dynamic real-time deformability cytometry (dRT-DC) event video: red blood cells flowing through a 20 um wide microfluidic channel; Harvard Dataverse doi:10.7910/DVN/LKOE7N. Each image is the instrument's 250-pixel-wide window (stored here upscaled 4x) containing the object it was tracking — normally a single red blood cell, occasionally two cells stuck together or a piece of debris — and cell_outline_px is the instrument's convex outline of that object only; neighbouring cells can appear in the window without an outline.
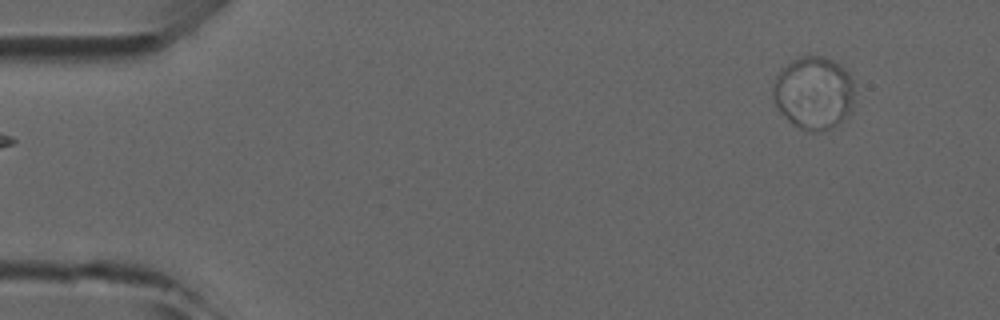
{"species": "common noctule bat (a hibernating species)", "species_latin": "Nyctalus noctula", "temperature_condition": "room temperature", "stored_images_in_passage": 46, "camera_frame_rate_fps": 3000, "um_per_image_px": 0.085, "animal": {"sex": "male", "forearm_length_mm": 52.5}, "frame": {"image": 1, "passage_image": 1, "time_ms": 0.0, "image_size_px": [1000, 320], "cell_outline_px": [[852, 108], [848, 116], [836, 124], [828, 128], [812, 132], [800, 128], [792, 124], [780, 112], [772, 96], [772, 88], [776, 76], [780, 68], [792, 60], [800, 56], [824, 56], [840, 64], [848, 72], [852, 80]], "centroid_in_image_um": [69.13, 7.87], "position_along_channel_um": 15.9, "area_um2": 34.62}}
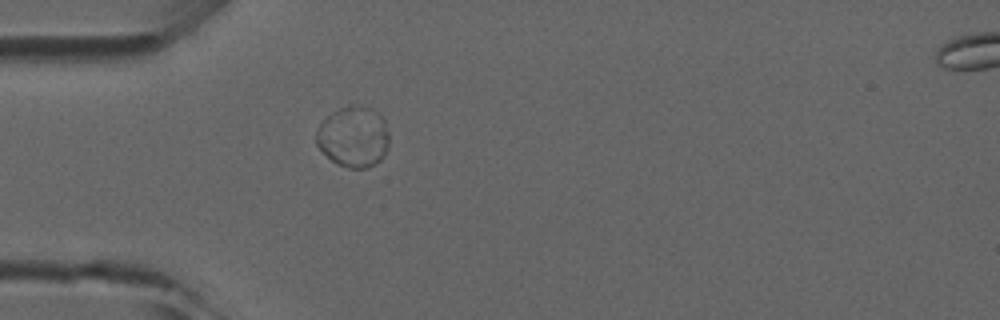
{"frame": {"image": 2, "passage_image": 11, "time_ms": 3.333, "image_size_px": [1000, 320], "cell_outline_px": [[388, 148], [384, 156], [376, 164], [368, 168], [348, 168], [336, 164], [316, 144], [316, 128], [332, 112], [340, 108], [368, 108], [384, 116], [388, 132]], "centroid_in_image_um": [30.06, 11.68], "position_along_channel_um": 54.9, "area_um2": 25.55}}
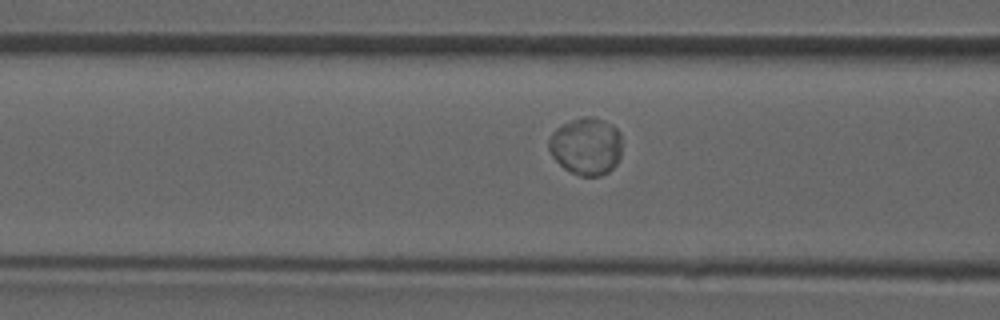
{"frame": {"image": 3, "passage_image": 16, "time_ms": 5.0, "image_size_px": [1000, 320], "cell_outline_px": [[620, 156], [616, 164], [608, 172], [600, 176], [580, 176], [564, 168], [552, 156], [548, 148], [548, 140], [552, 132], [556, 128], [572, 120], [584, 116], [592, 116], [604, 120], [612, 124], [620, 132]], "centroid_in_image_um": [49.82, 12.42], "position_along_channel_um": 116.8, "area_um2": 24.51}}